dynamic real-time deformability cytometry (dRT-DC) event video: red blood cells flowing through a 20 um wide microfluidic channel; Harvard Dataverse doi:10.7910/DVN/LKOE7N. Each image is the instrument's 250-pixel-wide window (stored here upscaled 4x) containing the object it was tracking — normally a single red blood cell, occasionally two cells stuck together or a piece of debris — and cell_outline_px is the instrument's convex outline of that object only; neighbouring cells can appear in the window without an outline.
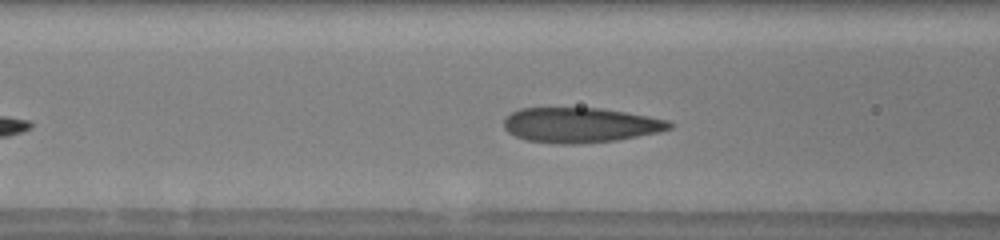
{"species": "human", "species_latin": "Homo sapiens", "temperature_condition": "warm", "stored_images_in_passage": 29, "camera_frame_rate_fps": 3000, "um_per_image_px": 0.085, "donor": {"sex": "male"}, "frame": {"image": 1, "passage_image": 9, "time_ms": 2.667, "image_size_px": [1000, 240], "cell_outline_px": [[676, 124], [672, 128], [660, 132], [616, 140], [576, 144], [556, 144], [524, 140], [508, 132], [504, 128], [504, 120], [512, 112], [520, 108], [600, 108], [648, 116], [668, 120]], "centroid_in_image_um": [49.34, 10.63], "position_along_channel_um": 117.3, "area_um2": 33.87}}